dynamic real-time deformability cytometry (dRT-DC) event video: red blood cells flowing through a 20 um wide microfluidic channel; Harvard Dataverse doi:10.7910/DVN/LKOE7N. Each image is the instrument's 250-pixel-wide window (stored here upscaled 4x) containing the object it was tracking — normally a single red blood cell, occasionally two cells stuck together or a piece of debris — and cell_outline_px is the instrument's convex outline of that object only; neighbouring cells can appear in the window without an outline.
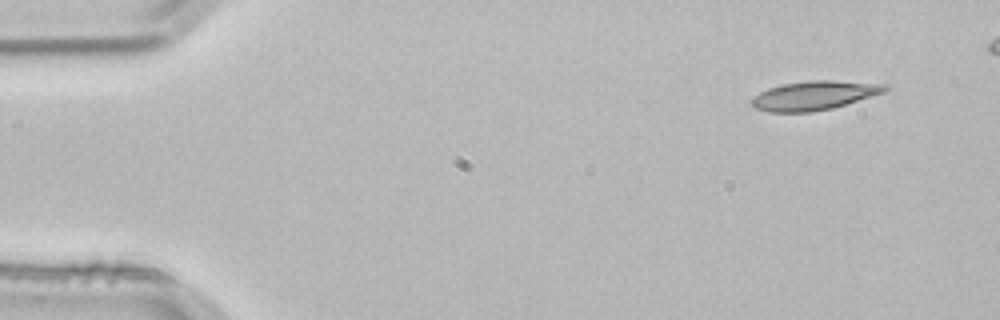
{"species": "common noctule bat (a hibernating species)", "species_latin": "Nyctalus noctula", "temperature_condition": "room temperature", "stored_images_in_passage": 4, "camera_frame_rate_fps": 3000, "um_per_image_px": 0.085, "animal": {"sex": "male", "body_mass_g": 21.5, "forearm_length_mm": 52.0}, "frame": {"image": 1, "passage_image": 1, "time_ms": 0.0, "image_size_px": [1000, 320], "cell_outline_px": [[888, 88], [884, 92], [832, 108], [812, 112], [768, 112], [756, 108], [748, 100], [760, 92], [768, 88], [784, 84], [808, 80], [832, 80], [888, 84]], "centroid_in_image_um": [69.18, 8.11], "position_along_channel_um": 15.8, "area_um2": 22.48}}